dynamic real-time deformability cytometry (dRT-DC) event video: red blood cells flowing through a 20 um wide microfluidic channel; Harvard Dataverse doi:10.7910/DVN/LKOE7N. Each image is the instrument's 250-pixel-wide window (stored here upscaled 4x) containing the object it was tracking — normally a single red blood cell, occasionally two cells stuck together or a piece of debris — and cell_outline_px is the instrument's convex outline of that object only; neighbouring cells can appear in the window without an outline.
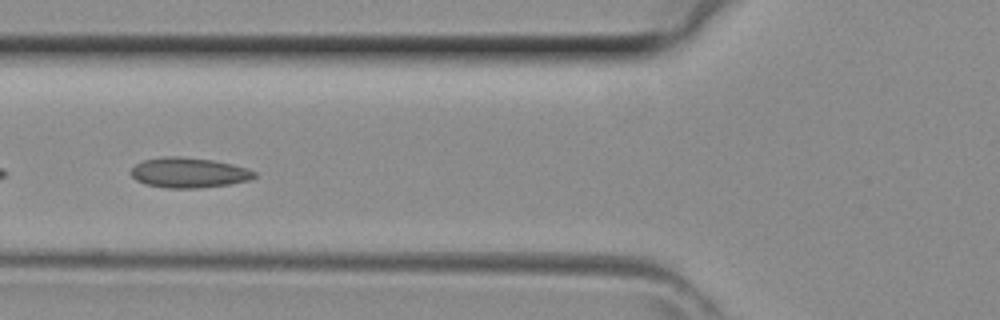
{"species": "common noctule bat (a hibernating species)", "species_latin": "Nyctalus noctula", "temperature_condition": "room temperature", "stored_images_in_passage": 31, "camera_frame_rate_fps": 3000, "um_per_image_px": 0.085, "animal": {"sex": "female", "body_mass_g": 29.2, "forearm_length_mm": 56.3}, "frame": {"image": 1, "passage_image": 5, "time_ms": 1.333, "image_size_px": [1000, 320], "cell_outline_px": [[256, 176], [252, 180], [228, 184], [200, 188], [168, 188], [144, 184], [136, 180], [132, 176], [132, 168], [136, 164], [144, 160], [160, 156], [180, 156], [212, 160], [232, 164], [248, 168], [256, 172]], "centroid_in_image_um": [16.07, 14.67], "position_along_channel_um": 109.7, "area_um2": 21.79}}
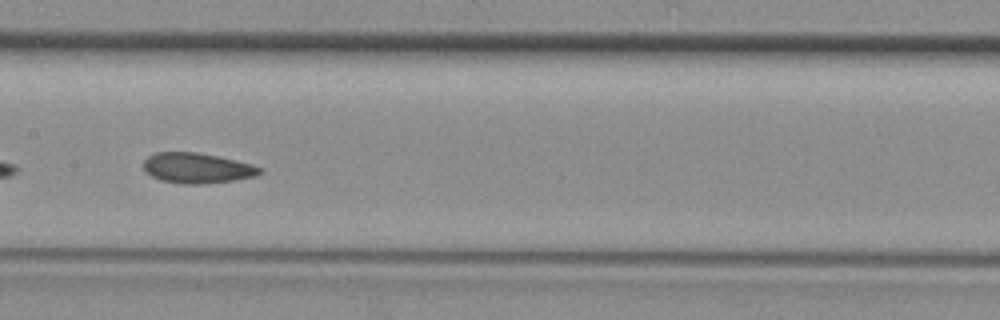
{"frame": {"image": 2, "passage_image": 10, "time_ms": 3.0, "image_size_px": [1000, 320], "cell_outline_px": [[264, 172], [256, 176], [236, 180], [200, 184], [184, 184], [160, 180], [152, 176], [144, 168], [144, 160], [148, 156], [156, 152], [196, 152], [236, 160], [252, 164], [264, 168]], "centroid_in_image_um": [16.8, 14.29], "position_along_channel_um": 190.6, "area_um2": 20.58}}
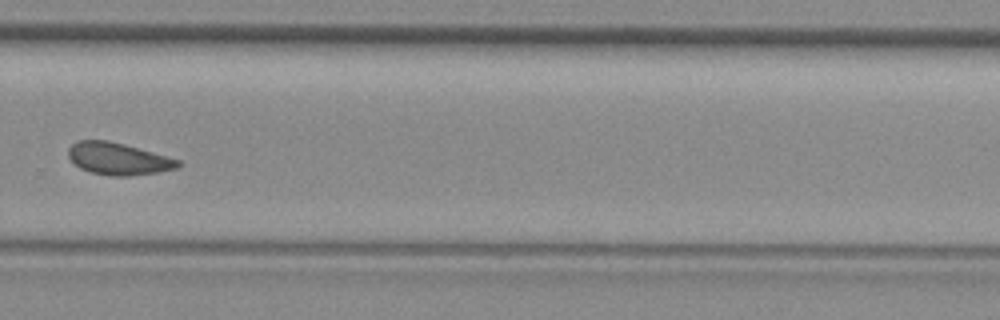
{"frame": {"image": 3, "passage_image": 18, "time_ms": 5.667, "image_size_px": [1000, 320], "cell_outline_px": [[184, 164], [176, 168], [160, 172], [128, 176], [108, 176], [92, 172], [80, 168], [68, 156], [68, 148], [76, 140], [108, 140], [124, 144], [180, 160]], "centroid_in_image_um": [10.06, 13.5], "position_along_channel_um": 319.7, "area_um2": 20.52}}